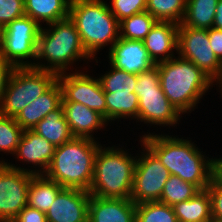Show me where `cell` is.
Listing matches in <instances>:
<instances>
[{
    "label": "cell",
    "instance_id": "83f0119b",
    "mask_svg": "<svg viewBox=\"0 0 222 222\" xmlns=\"http://www.w3.org/2000/svg\"><path fill=\"white\" fill-rule=\"evenodd\" d=\"M200 191L196 185L183 181L178 176L170 175L164 185L159 201L169 206H174L177 203L193 198Z\"/></svg>",
    "mask_w": 222,
    "mask_h": 222
},
{
    "label": "cell",
    "instance_id": "5b68a950",
    "mask_svg": "<svg viewBox=\"0 0 222 222\" xmlns=\"http://www.w3.org/2000/svg\"><path fill=\"white\" fill-rule=\"evenodd\" d=\"M69 18L74 22L82 45L95 59L96 53L119 39V21L104 0H71Z\"/></svg>",
    "mask_w": 222,
    "mask_h": 222
},
{
    "label": "cell",
    "instance_id": "f546056e",
    "mask_svg": "<svg viewBox=\"0 0 222 222\" xmlns=\"http://www.w3.org/2000/svg\"><path fill=\"white\" fill-rule=\"evenodd\" d=\"M111 70L99 77L104 93H134L137 84V75L116 69Z\"/></svg>",
    "mask_w": 222,
    "mask_h": 222
},
{
    "label": "cell",
    "instance_id": "44dd1931",
    "mask_svg": "<svg viewBox=\"0 0 222 222\" xmlns=\"http://www.w3.org/2000/svg\"><path fill=\"white\" fill-rule=\"evenodd\" d=\"M32 131L37 135L44 137L55 147L60 146L73 138L64 116L62 104L38 122Z\"/></svg>",
    "mask_w": 222,
    "mask_h": 222
},
{
    "label": "cell",
    "instance_id": "7c38bea8",
    "mask_svg": "<svg viewBox=\"0 0 222 222\" xmlns=\"http://www.w3.org/2000/svg\"><path fill=\"white\" fill-rule=\"evenodd\" d=\"M177 54L193 62L213 81L220 73L222 63L210 46L207 29H194L179 24Z\"/></svg>",
    "mask_w": 222,
    "mask_h": 222
},
{
    "label": "cell",
    "instance_id": "7a4b0ae2",
    "mask_svg": "<svg viewBox=\"0 0 222 222\" xmlns=\"http://www.w3.org/2000/svg\"><path fill=\"white\" fill-rule=\"evenodd\" d=\"M102 145L97 140L73 137L57 146L44 176L63 188L89 191L95 158Z\"/></svg>",
    "mask_w": 222,
    "mask_h": 222
},
{
    "label": "cell",
    "instance_id": "8992f818",
    "mask_svg": "<svg viewBox=\"0 0 222 222\" xmlns=\"http://www.w3.org/2000/svg\"><path fill=\"white\" fill-rule=\"evenodd\" d=\"M136 159L137 156H132L122 148L101 146L95 158L90 195L130 198Z\"/></svg>",
    "mask_w": 222,
    "mask_h": 222
},
{
    "label": "cell",
    "instance_id": "e575fe53",
    "mask_svg": "<svg viewBox=\"0 0 222 222\" xmlns=\"http://www.w3.org/2000/svg\"><path fill=\"white\" fill-rule=\"evenodd\" d=\"M211 199V216L213 219L222 221V187L212 180L206 188Z\"/></svg>",
    "mask_w": 222,
    "mask_h": 222
},
{
    "label": "cell",
    "instance_id": "8fae6325",
    "mask_svg": "<svg viewBox=\"0 0 222 222\" xmlns=\"http://www.w3.org/2000/svg\"><path fill=\"white\" fill-rule=\"evenodd\" d=\"M34 170L0 161V220L12 221L27 206Z\"/></svg>",
    "mask_w": 222,
    "mask_h": 222
},
{
    "label": "cell",
    "instance_id": "5bb4252c",
    "mask_svg": "<svg viewBox=\"0 0 222 222\" xmlns=\"http://www.w3.org/2000/svg\"><path fill=\"white\" fill-rule=\"evenodd\" d=\"M89 191L62 188L45 213L47 222H88Z\"/></svg>",
    "mask_w": 222,
    "mask_h": 222
},
{
    "label": "cell",
    "instance_id": "f1b7e54d",
    "mask_svg": "<svg viewBox=\"0 0 222 222\" xmlns=\"http://www.w3.org/2000/svg\"><path fill=\"white\" fill-rule=\"evenodd\" d=\"M156 22L147 11L124 18L119 22L120 37L143 41Z\"/></svg>",
    "mask_w": 222,
    "mask_h": 222
},
{
    "label": "cell",
    "instance_id": "4dcf8cb0",
    "mask_svg": "<svg viewBox=\"0 0 222 222\" xmlns=\"http://www.w3.org/2000/svg\"><path fill=\"white\" fill-rule=\"evenodd\" d=\"M135 222H178L173 207L160 201L136 205Z\"/></svg>",
    "mask_w": 222,
    "mask_h": 222
},
{
    "label": "cell",
    "instance_id": "d590c367",
    "mask_svg": "<svg viewBox=\"0 0 222 222\" xmlns=\"http://www.w3.org/2000/svg\"><path fill=\"white\" fill-rule=\"evenodd\" d=\"M13 222H47L46 214L37 209L25 206L17 216L12 220Z\"/></svg>",
    "mask_w": 222,
    "mask_h": 222
},
{
    "label": "cell",
    "instance_id": "52a82bcc",
    "mask_svg": "<svg viewBox=\"0 0 222 222\" xmlns=\"http://www.w3.org/2000/svg\"><path fill=\"white\" fill-rule=\"evenodd\" d=\"M56 81L57 74L52 71L34 67H15L9 76L0 102V115L15 118Z\"/></svg>",
    "mask_w": 222,
    "mask_h": 222
},
{
    "label": "cell",
    "instance_id": "4316f807",
    "mask_svg": "<svg viewBox=\"0 0 222 222\" xmlns=\"http://www.w3.org/2000/svg\"><path fill=\"white\" fill-rule=\"evenodd\" d=\"M146 11L157 21L181 24L186 12V0H147Z\"/></svg>",
    "mask_w": 222,
    "mask_h": 222
},
{
    "label": "cell",
    "instance_id": "ab89813d",
    "mask_svg": "<svg viewBox=\"0 0 222 222\" xmlns=\"http://www.w3.org/2000/svg\"><path fill=\"white\" fill-rule=\"evenodd\" d=\"M213 28L222 30V0H218Z\"/></svg>",
    "mask_w": 222,
    "mask_h": 222
},
{
    "label": "cell",
    "instance_id": "f35d334b",
    "mask_svg": "<svg viewBox=\"0 0 222 222\" xmlns=\"http://www.w3.org/2000/svg\"><path fill=\"white\" fill-rule=\"evenodd\" d=\"M211 180L222 187V158H212Z\"/></svg>",
    "mask_w": 222,
    "mask_h": 222
},
{
    "label": "cell",
    "instance_id": "6da1fadb",
    "mask_svg": "<svg viewBox=\"0 0 222 222\" xmlns=\"http://www.w3.org/2000/svg\"><path fill=\"white\" fill-rule=\"evenodd\" d=\"M141 137L140 142L158 157L170 175L178 176L200 190H206L211 182L212 158L204 155L194 142L162 133L149 132Z\"/></svg>",
    "mask_w": 222,
    "mask_h": 222
},
{
    "label": "cell",
    "instance_id": "30bf717a",
    "mask_svg": "<svg viewBox=\"0 0 222 222\" xmlns=\"http://www.w3.org/2000/svg\"><path fill=\"white\" fill-rule=\"evenodd\" d=\"M137 156L130 199L136 205L159 201L170 173L158 157L145 145Z\"/></svg>",
    "mask_w": 222,
    "mask_h": 222
},
{
    "label": "cell",
    "instance_id": "9a60e30c",
    "mask_svg": "<svg viewBox=\"0 0 222 222\" xmlns=\"http://www.w3.org/2000/svg\"><path fill=\"white\" fill-rule=\"evenodd\" d=\"M108 59L112 67L135 75L156 65L150 58L142 40H129L121 37L111 46Z\"/></svg>",
    "mask_w": 222,
    "mask_h": 222
},
{
    "label": "cell",
    "instance_id": "b9f144b4",
    "mask_svg": "<svg viewBox=\"0 0 222 222\" xmlns=\"http://www.w3.org/2000/svg\"><path fill=\"white\" fill-rule=\"evenodd\" d=\"M206 222H222V221L211 218V219L207 220Z\"/></svg>",
    "mask_w": 222,
    "mask_h": 222
},
{
    "label": "cell",
    "instance_id": "2e32d148",
    "mask_svg": "<svg viewBox=\"0 0 222 222\" xmlns=\"http://www.w3.org/2000/svg\"><path fill=\"white\" fill-rule=\"evenodd\" d=\"M136 204L130 198H102L91 195L88 222H135Z\"/></svg>",
    "mask_w": 222,
    "mask_h": 222
},
{
    "label": "cell",
    "instance_id": "836d02e7",
    "mask_svg": "<svg viewBox=\"0 0 222 222\" xmlns=\"http://www.w3.org/2000/svg\"><path fill=\"white\" fill-rule=\"evenodd\" d=\"M24 15V0H0V30Z\"/></svg>",
    "mask_w": 222,
    "mask_h": 222
},
{
    "label": "cell",
    "instance_id": "ac0fdd59",
    "mask_svg": "<svg viewBox=\"0 0 222 222\" xmlns=\"http://www.w3.org/2000/svg\"><path fill=\"white\" fill-rule=\"evenodd\" d=\"M178 24L157 21L143 40L155 64L172 59L177 52Z\"/></svg>",
    "mask_w": 222,
    "mask_h": 222
},
{
    "label": "cell",
    "instance_id": "ffe728a7",
    "mask_svg": "<svg viewBox=\"0 0 222 222\" xmlns=\"http://www.w3.org/2000/svg\"><path fill=\"white\" fill-rule=\"evenodd\" d=\"M62 103V88L58 80L35 101L28 104L16 117V123L23 130H32L51 111Z\"/></svg>",
    "mask_w": 222,
    "mask_h": 222
},
{
    "label": "cell",
    "instance_id": "cb8c5ba5",
    "mask_svg": "<svg viewBox=\"0 0 222 222\" xmlns=\"http://www.w3.org/2000/svg\"><path fill=\"white\" fill-rule=\"evenodd\" d=\"M172 207L178 222H202L212 218L211 199L207 190H201L193 198Z\"/></svg>",
    "mask_w": 222,
    "mask_h": 222
},
{
    "label": "cell",
    "instance_id": "ba28073f",
    "mask_svg": "<svg viewBox=\"0 0 222 222\" xmlns=\"http://www.w3.org/2000/svg\"><path fill=\"white\" fill-rule=\"evenodd\" d=\"M134 93L139 98V122L159 126H176L181 113L169 102L160 86L157 64L149 70L137 74Z\"/></svg>",
    "mask_w": 222,
    "mask_h": 222
},
{
    "label": "cell",
    "instance_id": "d4e9b609",
    "mask_svg": "<svg viewBox=\"0 0 222 222\" xmlns=\"http://www.w3.org/2000/svg\"><path fill=\"white\" fill-rule=\"evenodd\" d=\"M218 0H186V12L182 24L194 29L213 27Z\"/></svg>",
    "mask_w": 222,
    "mask_h": 222
},
{
    "label": "cell",
    "instance_id": "4fadbf2b",
    "mask_svg": "<svg viewBox=\"0 0 222 222\" xmlns=\"http://www.w3.org/2000/svg\"><path fill=\"white\" fill-rule=\"evenodd\" d=\"M79 72L75 70L57 75L62 88V102L81 103L98 112L106 120V100L99 78Z\"/></svg>",
    "mask_w": 222,
    "mask_h": 222
},
{
    "label": "cell",
    "instance_id": "277c9868",
    "mask_svg": "<svg viewBox=\"0 0 222 222\" xmlns=\"http://www.w3.org/2000/svg\"><path fill=\"white\" fill-rule=\"evenodd\" d=\"M48 26L49 28L41 26L36 58V61L44 59L47 64L37 61L34 68L52 71L58 75L69 71V67L78 59H92L84 49L79 32L69 17Z\"/></svg>",
    "mask_w": 222,
    "mask_h": 222
},
{
    "label": "cell",
    "instance_id": "d6986e66",
    "mask_svg": "<svg viewBox=\"0 0 222 222\" xmlns=\"http://www.w3.org/2000/svg\"><path fill=\"white\" fill-rule=\"evenodd\" d=\"M61 104L73 137L95 140L94 131L98 132L97 130L104 125L107 126L108 122L102 115L81 103L62 102Z\"/></svg>",
    "mask_w": 222,
    "mask_h": 222
},
{
    "label": "cell",
    "instance_id": "8d00e7d4",
    "mask_svg": "<svg viewBox=\"0 0 222 222\" xmlns=\"http://www.w3.org/2000/svg\"><path fill=\"white\" fill-rule=\"evenodd\" d=\"M208 38L215 56L222 63V30L213 27L208 29Z\"/></svg>",
    "mask_w": 222,
    "mask_h": 222
},
{
    "label": "cell",
    "instance_id": "d6a6232c",
    "mask_svg": "<svg viewBox=\"0 0 222 222\" xmlns=\"http://www.w3.org/2000/svg\"><path fill=\"white\" fill-rule=\"evenodd\" d=\"M110 5L108 4L110 11L120 22L124 18L146 11L147 0H111Z\"/></svg>",
    "mask_w": 222,
    "mask_h": 222
},
{
    "label": "cell",
    "instance_id": "74e56055",
    "mask_svg": "<svg viewBox=\"0 0 222 222\" xmlns=\"http://www.w3.org/2000/svg\"><path fill=\"white\" fill-rule=\"evenodd\" d=\"M14 67L7 63L0 55V102L3 97L6 85Z\"/></svg>",
    "mask_w": 222,
    "mask_h": 222
},
{
    "label": "cell",
    "instance_id": "3957f363",
    "mask_svg": "<svg viewBox=\"0 0 222 222\" xmlns=\"http://www.w3.org/2000/svg\"><path fill=\"white\" fill-rule=\"evenodd\" d=\"M160 86L169 102L181 113L192 112L213 80L193 62L179 56L157 63Z\"/></svg>",
    "mask_w": 222,
    "mask_h": 222
},
{
    "label": "cell",
    "instance_id": "484cf974",
    "mask_svg": "<svg viewBox=\"0 0 222 222\" xmlns=\"http://www.w3.org/2000/svg\"><path fill=\"white\" fill-rule=\"evenodd\" d=\"M106 121L138 118L139 98L135 93H104ZM134 117V118H133Z\"/></svg>",
    "mask_w": 222,
    "mask_h": 222
},
{
    "label": "cell",
    "instance_id": "60d3db41",
    "mask_svg": "<svg viewBox=\"0 0 222 222\" xmlns=\"http://www.w3.org/2000/svg\"><path fill=\"white\" fill-rule=\"evenodd\" d=\"M217 83V84H219V86H217V87H219V88H221L220 90H221V95H222V64H221V70H220V73H219V75L214 79V81H213V83ZM222 97V96H221Z\"/></svg>",
    "mask_w": 222,
    "mask_h": 222
},
{
    "label": "cell",
    "instance_id": "603a6c76",
    "mask_svg": "<svg viewBox=\"0 0 222 222\" xmlns=\"http://www.w3.org/2000/svg\"><path fill=\"white\" fill-rule=\"evenodd\" d=\"M62 188L43 174H36L28 188L27 205L46 213Z\"/></svg>",
    "mask_w": 222,
    "mask_h": 222
},
{
    "label": "cell",
    "instance_id": "1f68e13d",
    "mask_svg": "<svg viewBox=\"0 0 222 222\" xmlns=\"http://www.w3.org/2000/svg\"><path fill=\"white\" fill-rule=\"evenodd\" d=\"M23 131L14 117L0 115V152L14 155Z\"/></svg>",
    "mask_w": 222,
    "mask_h": 222
},
{
    "label": "cell",
    "instance_id": "7402d4cb",
    "mask_svg": "<svg viewBox=\"0 0 222 222\" xmlns=\"http://www.w3.org/2000/svg\"><path fill=\"white\" fill-rule=\"evenodd\" d=\"M71 0H24L25 15L35 20L40 26L69 17Z\"/></svg>",
    "mask_w": 222,
    "mask_h": 222
},
{
    "label": "cell",
    "instance_id": "9c48e42d",
    "mask_svg": "<svg viewBox=\"0 0 222 222\" xmlns=\"http://www.w3.org/2000/svg\"><path fill=\"white\" fill-rule=\"evenodd\" d=\"M40 29L41 26L27 15L14 19L0 30L1 57L14 68L33 67ZM30 58L33 62L28 61Z\"/></svg>",
    "mask_w": 222,
    "mask_h": 222
},
{
    "label": "cell",
    "instance_id": "e0dca14e",
    "mask_svg": "<svg viewBox=\"0 0 222 222\" xmlns=\"http://www.w3.org/2000/svg\"><path fill=\"white\" fill-rule=\"evenodd\" d=\"M55 148L52 143L37 135L34 131L24 130L14 156H16V159H20L19 161H22V163L24 161L30 165L33 164L35 168L38 166L37 170L34 168L33 170L34 174L39 175L44 174L49 167Z\"/></svg>",
    "mask_w": 222,
    "mask_h": 222
}]
</instances>
